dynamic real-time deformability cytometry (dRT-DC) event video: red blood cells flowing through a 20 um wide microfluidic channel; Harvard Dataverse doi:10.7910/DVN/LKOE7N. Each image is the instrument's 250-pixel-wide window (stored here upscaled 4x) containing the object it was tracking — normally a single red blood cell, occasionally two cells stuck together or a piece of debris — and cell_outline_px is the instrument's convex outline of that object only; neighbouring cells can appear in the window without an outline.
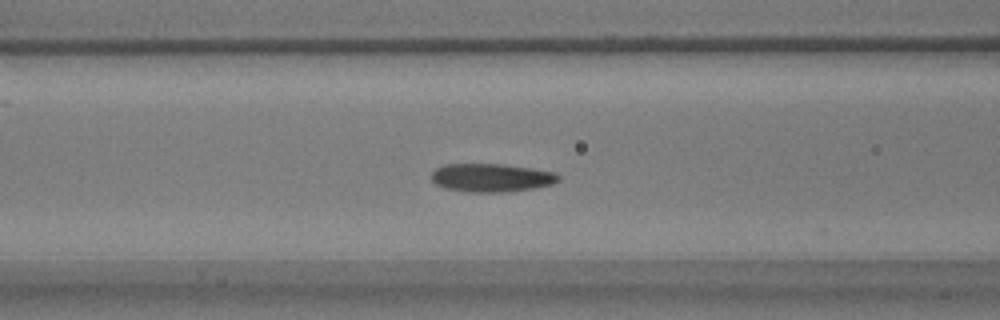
{"species": "common noctule bat (a hibernating species)", "species_latin": "Nyctalus noctula", "temperature_condition": "warm", "stored_images_in_passage": 42, "camera_frame_rate_fps": 3000, "um_per_image_px": 0.085, "animal": {"sex": "male", "body_mass_g": 17.9}, "frame": {"image": 1, "passage_image": 21, "time_ms": 6.667, "image_size_px": [1000, 320], "cell_outline_px": [[560, 180], [552, 184], [532, 188], [508, 192], [468, 192], [444, 188], [436, 184], [432, 180], [432, 172], [436, 168], [444, 164], [504, 164], [532, 168], [556, 172], [560, 176]], "centroid_in_image_um": [41.78, 15.1], "position_along_channel_um": 124.8, "area_um2": 21.1}}
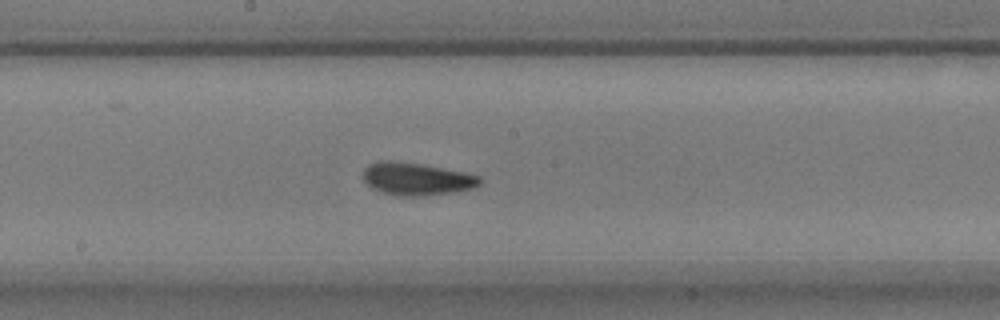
{"frame": {"image": 2, "passage_image": 28, "time_ms": 9.0, "image_size_px": [1000, 320], "cell_outline_px": [[484, 180], [480, 184], [472, 188], [452, 192], [424, 196], [396, 196], [372, 188], [364, 180], [364, 168], [368, 164], [376, 160], [392, 160], [424, 164], [464, 172], [480, 176]], "centroid_in_image_um": [35.41, 15.19], "position_along_channel_um": 212.8, "area_um2": 22.37}}
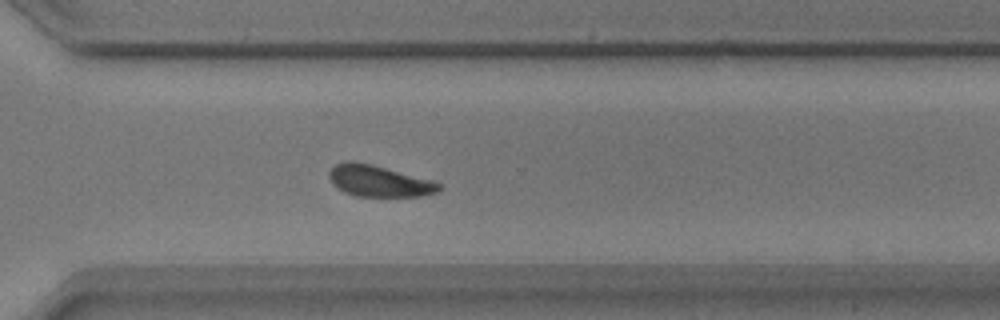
{"frame": {"image": 3, "passage_image": 38, "time_ms": 12.333, "image_size_px": [1000, 320], "cell_outline_px": [[444, 188], [440, 192], [420, 196], [356, 196], [344, 192], [336, 188], [332, 184], [328, 176], [328, 172], [336, 164], [344, 160], [352, 160], [372, 164], [428, 180], [440, 184]], "centroid_in_image_um": [32.15, 15.39], "position_along_channel_um": 338.4, "area_um2": 20.06}, "authors_computed_cell_mechanics": {"area_um2": 20.4612, "velocity_mm_per_s": 3.7777, "shape_relaxation_time_tau1_ms": 4.5925, "shape_relaxation_time_tau2_ms": 3.7805, "deformation_change_tau1": 0.1597, "deformation_change_tau2": 0.1133}}